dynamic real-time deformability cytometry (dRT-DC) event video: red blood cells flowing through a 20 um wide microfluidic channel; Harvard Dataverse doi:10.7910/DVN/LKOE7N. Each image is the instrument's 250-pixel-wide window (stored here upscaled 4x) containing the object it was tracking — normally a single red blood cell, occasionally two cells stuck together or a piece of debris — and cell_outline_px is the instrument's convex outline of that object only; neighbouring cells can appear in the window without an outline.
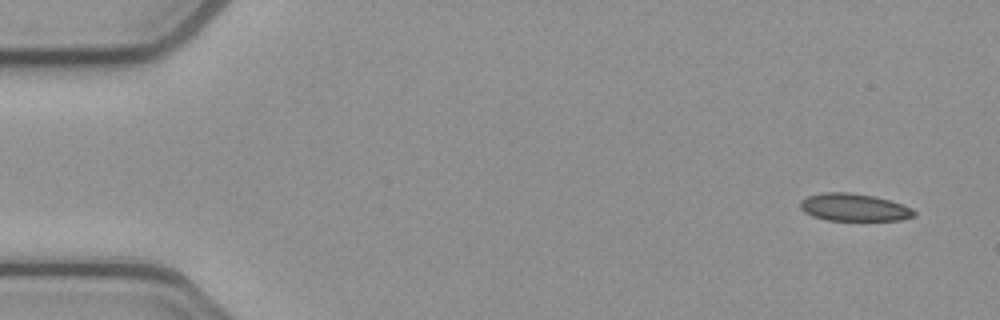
{"species": "common noctule bat (a hibernating species)", "species_latin": "Nyctalus noctula", "temperature_condition": "cold", "stored_images_in_passage": 51, "camera_frame_rate_fps": 3000, "um_per_image_px": 0.085, "animal": {"sex": "female", "body_mass_g": 21.9}, "frame": {"image": 1, "passage_image": 1, "time_ms": 0.0, "image_size_px": [1000, 320], "cell_outline_px": [[916, 216], [900, 220], [828, 220], [812, 216], [804, 212], [800, 208], [800, 200], [804, 196], [824, 192], [848, 192], [876, 196], [912, 208], [916, 212]], "centroid_in_image_um": [72.55, 17.62], "position_along_channel_um": 12.4, "area_um2": 18.38}}
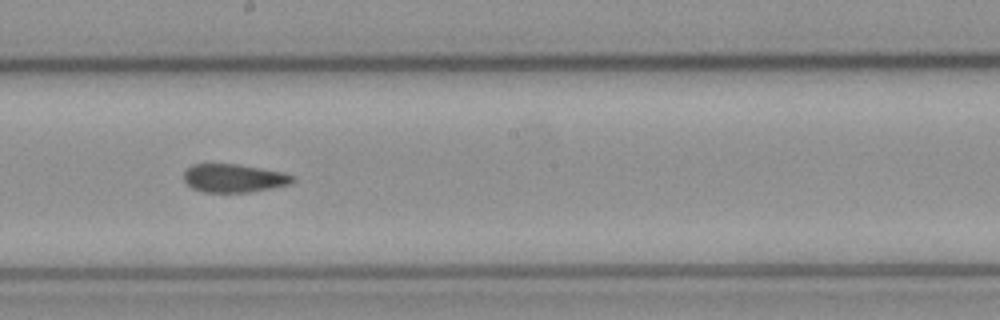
{"frame": {"image": 2, "passage_image": 27, "time_ms": 8.667, "image_size_px": [1000, 320], "cell_outline_px": [[296, 180], [288, 184], [248, 192], [204, 192], [192, 188], [184, 180], [184, 172], [192, 164], [236, 164], [284, 172], [296, 176]], "centroid_in_image_um": [19.88, 15.14], "position_along_channel_um": 228.3, "area_um2": 17.8}}
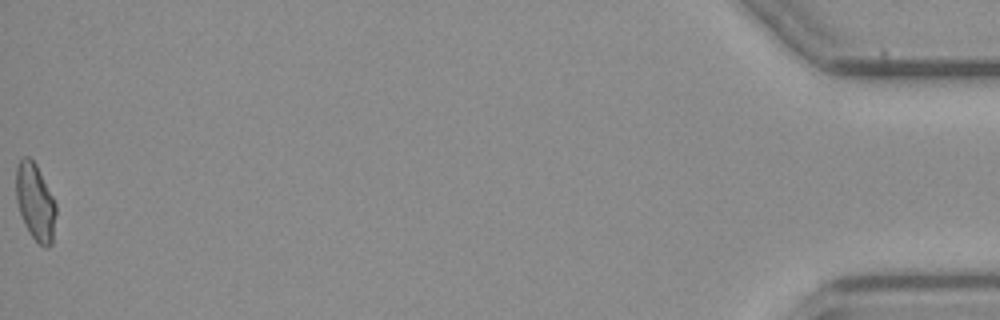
{"frame": {"image": 3, "passage_image": 51, "time_ms": 16.667, "image_size_px": [1000, 320], "cell_outline_px": [[56, 212], [52, 244], [48, 248], [44, 248], [28, 232], [24, 224], [16, 200], [16, 168], [20, 160], [24, 156], [28, 156], [36, 164], [56, 204]], "centroid_in_image_um": [3.0, 17.19], "position_along_channel_um": 432.2, "area_um2": 17.8}, "authors_computed_cell_mechanics": {"area_um2": 18.6694, "velocity_mm_per_s": 3.8753, "shape_relaxation_time_tau1_ms": 9.6477, "shape_relaxation_time_tau2_ms": 1.7669, "deformation_change_tau1": 0.1846, "deformation_change_tau2": 0.0981}}